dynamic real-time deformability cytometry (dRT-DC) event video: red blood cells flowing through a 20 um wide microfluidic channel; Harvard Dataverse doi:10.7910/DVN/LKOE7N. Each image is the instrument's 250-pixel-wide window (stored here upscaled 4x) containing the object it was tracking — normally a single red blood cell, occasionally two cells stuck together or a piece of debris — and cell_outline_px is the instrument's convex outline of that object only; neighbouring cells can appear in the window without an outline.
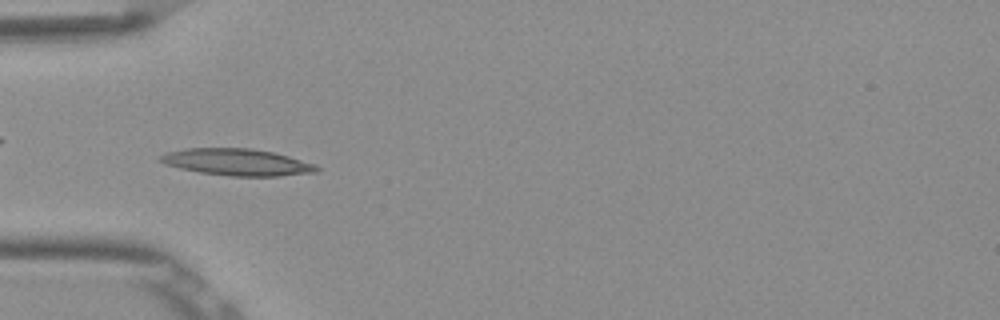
{"species": "Egyptian fruit bat (a non-hibernating species)", "species_latin": "Rousettus aegyptiacus", "temperature_condition": "room temperature", "stored_images_in_passage": 52, "camera_frame_rate_fps": 3000, "um_per_image_px": 0.085, "frame": {"image": 1, "passage_image": 16, "time_ms": 5.0, "image_size_px": [1000, 320], "cell_outline_px": [[320, 168], [316, 172], [280, 176], [232, 176], [200, 172], [180, 168], [164, 164], [156, 160], [160, 156], [168, 152], [184, 148], [252, 148], [272, 152], [288, 156], [312, 164]], "centroid_in_image_um": [20.09, 13.78], "position_along_channel_um": 64.9, "area_um2": 24.22}}
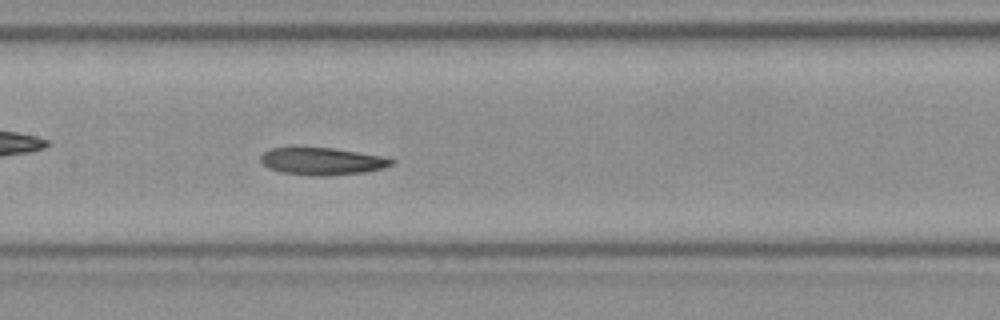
{"frame": {"image": 2, "passage_image": 25, "time_ms": 8.0, "image_size_px": [1000, 320], "cell_outline_px": [[396, 160], [392, 164], [384, 168], [364, 172], [324, 176], [308, 176], [280, 172], [268, 168], [260, 160], [260, 156], [264, 152], [272, 148], [332, 148], [384, 156]], "centroid_in_image_um": [27.39, 13.72], "position_along_channel_um": 180.0, "area_um2": 20.81}}
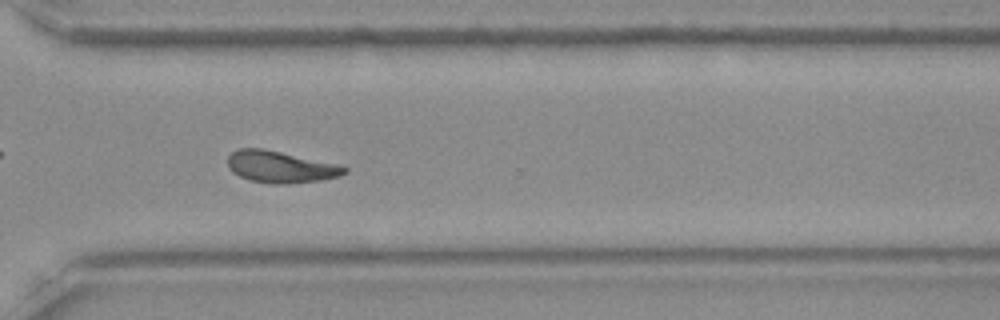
{"frame": {"image": 3, "passage_image": 38, "time_ms": 12.333, "image_size_px": [1000, 320], "cell_outline_px": [[348, 172], [340, 176], [324, 180], [288, 184], [276, 184], [248, 180], [232, 172], [228, 168], [228, 156], [236, 148], [264, 148], [344, 164], [348, 168]], "centroid_in_image_um": [23.92, 14.17], "position_along_channel_um": 346.7, "area_um2": 22.31}, "authors_computed_cell_mechanics": {"area_um2": 21.5594, "velocity_mm_per_s": 3.8495, "shape_relaxation_time_tau1_ms": null, "shape_relaxation_time_tau2_ms": 10.5065, "deformation_change_tau1": null, "deformation_change_tau2": 0.1961}}